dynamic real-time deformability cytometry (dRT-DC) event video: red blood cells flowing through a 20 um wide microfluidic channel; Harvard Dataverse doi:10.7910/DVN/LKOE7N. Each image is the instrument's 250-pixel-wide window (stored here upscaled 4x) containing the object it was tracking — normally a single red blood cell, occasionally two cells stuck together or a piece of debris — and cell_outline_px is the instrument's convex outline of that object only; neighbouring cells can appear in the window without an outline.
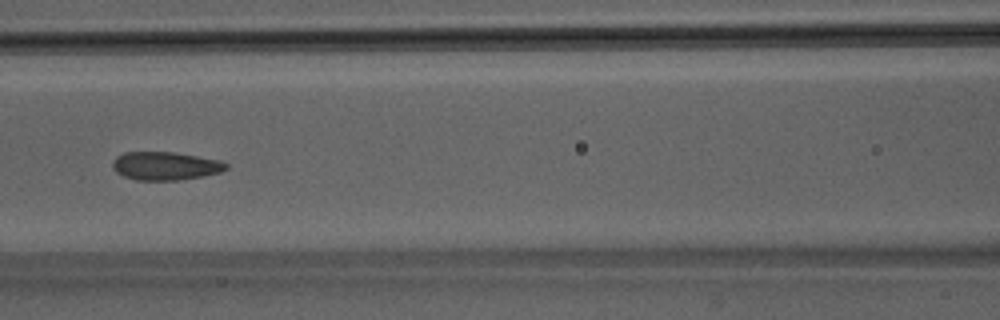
{"species": "Egyptian fruit bat (a non-hibernating species)", "species_latin": "Rousettus aegyptiacus", "temperature_condition": "room temperature", "stored_images_in_passage": 39, "camera_frame_rate_fps": 3000, "um_per_image_px": 0.085, "animal": {"sex": "male"}, "frame": {"image": 1, "passage_image": 11, "time_ms": 3.333, "image_size_px": [1000, 320], "cell_outline_px": [[228, 168], [220, 172], [204, 176], [176, 180], [136, 180], [124, 176], [116, 172], [112, 168], [112, 164], [116, 156], [124, 152], [172, 152], [220, 160], [228, 164]], "centroid_in_image_um": [14.04, 14.1], "position_along_channel_um": 152.6, "area_um2": 18.67}}
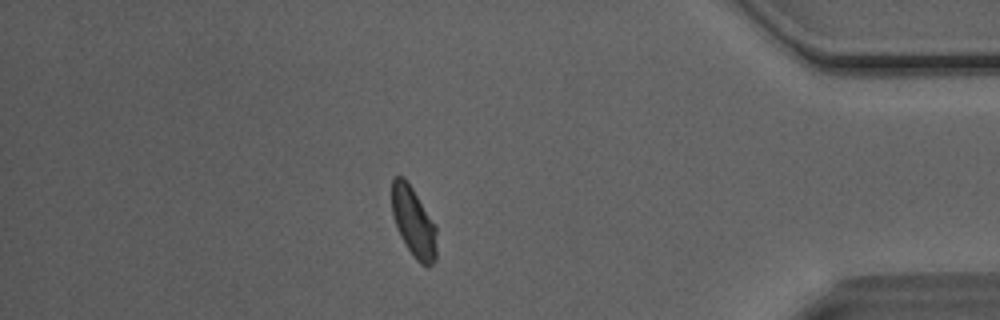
{"frame": {"image": 2, "passage_image": 32, "time_ms": 10.333, "image_size_px": [1000, 320], "cell_outline_px": [[436, 260], [428, 268], [420, 264], [416, 260], [400, 236], [392, 212], [392, 180], [396, 176], [404, 176], [412, 188], [436, 228]], "centroid_in_image_um": [35.15, 18.91], "position_along_channel_um": 400.0, "area_um2": 17.92}}
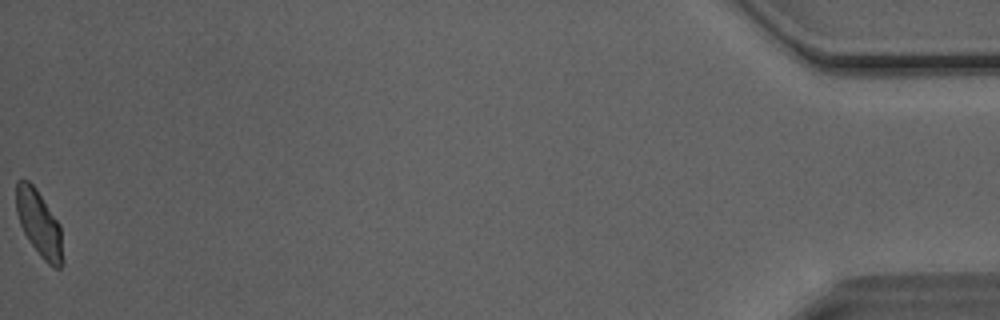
{"frame": {"image": 3, "passage_image": 39, "time_ms": 12.667, "image_size_px": [1000, 320], "cell_outline_px": [[64, 260], [60, 268], [56, 268], [48, 264], [40, 256], [24, 232], [20, 224], [16, 212], [16, 180], [28, 180], [36, 188], [60, 224]], "centroid_in_image_um": [3.34, 19.01], "position_along_channel_um": 431.9, "area_um2": 17.92}, "authors_computed_cell_mechanics": {"area_um2": 18.6694, "velocity_mm_per_s": 4.0706, "shape_relaxation_time_tau1_ms": 3.9109, "shape_relaxation_time_tau2_ms": 1.0204, "deformation_change_tau1": 0.1003, "deformation_change_tau2": 0.0556}}